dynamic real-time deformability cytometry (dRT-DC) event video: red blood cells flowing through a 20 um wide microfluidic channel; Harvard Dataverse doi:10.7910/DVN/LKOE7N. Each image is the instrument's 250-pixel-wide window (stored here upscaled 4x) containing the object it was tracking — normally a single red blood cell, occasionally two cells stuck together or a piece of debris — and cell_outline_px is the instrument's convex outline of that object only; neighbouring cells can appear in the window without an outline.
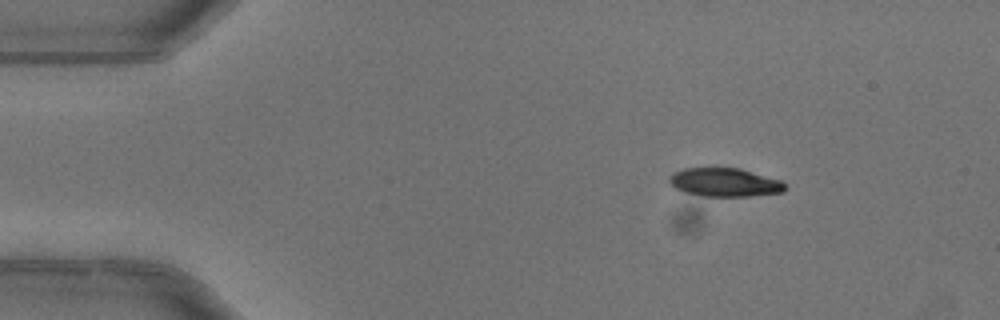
{"species": "common noctule bat (a hibernating species)", "species_latin": "Nyctalus noctula", "temperature_condition": "warm", "stored_images_in_passage": 2, "camera_frame_rate_fps": 3000, "um_per_image_px": 0.085, "animal": {"sex": "female"}, "frame": {"image": 1, "passage_image": 1, "time_ms": 0.0, "image_size_px": [1000, 320], "cell_outline_px": [[788, 188], [784, 192], [748, 196], [704, 196], [688, 192], [676, 188], [668, 180], [668, 176], [672, 172], [684, 168], [740, 168], [780, 180]], "centroid_in_image_um": [61.61, 15.49], "position_along_channel_um": 23.4, "area_um2": 19.13}}